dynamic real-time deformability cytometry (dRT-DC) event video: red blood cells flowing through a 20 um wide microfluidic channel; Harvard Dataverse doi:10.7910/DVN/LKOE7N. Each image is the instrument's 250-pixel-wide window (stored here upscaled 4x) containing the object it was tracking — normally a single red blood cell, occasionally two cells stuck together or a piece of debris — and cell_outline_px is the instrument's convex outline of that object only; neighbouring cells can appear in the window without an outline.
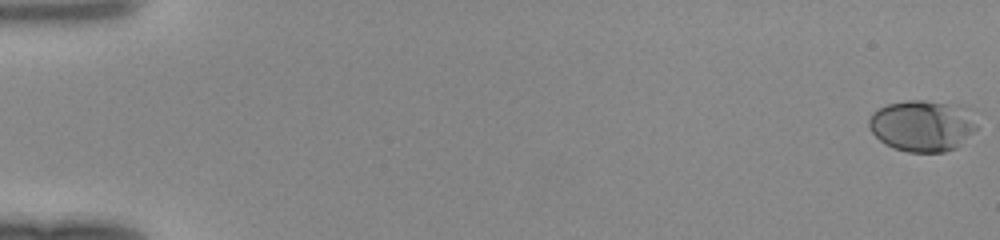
{"species": "human", "species_latin": "Homo sapiens", "temperature_condition": "room temperature", "stored_images_in_passage": 49, "camera_frame_rate_fps": 3000, "um_per_image_px": 0.085, "donor": {"sex": "female"}, "frame": {"image": 1, "passage_image": 1, "time_ms": 0.0, "image_size_px": [1000, 240], "cell_outline_px": [[976, 128], [956, 148], [944, 152], [908, 152], [892, 148], [884, 144], [868, 128], [868, 120], [872, 112], [888, 104], [908, 100], [924, 100], [964, 104], [968, 108], [976, 124]], "centroid_in_image_um": [78.39, 10.67], "position_along_channel_um": 6.6, "area_um2": 32.6}}
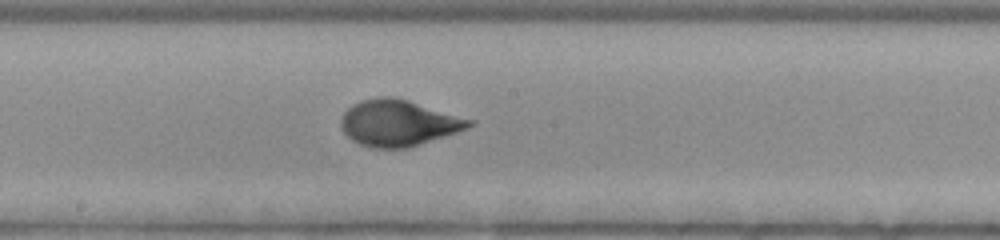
{"frame": {"image": 2, "passage_image": 28, "time_ms": 9.0, "image_size_px": [1000, 240], "cell_outline_px": [[476, 124], [468, 128], [408, 148], [372, 148], [360, 144], [352, 140], [340, 128], [340, 120], [344, 112], [352, 104], [360, 100], [380, 96], [392, 96], [408, 100], [476, 120]], "centroid_in_image_um": [33.87, 10.44], "position_along_channel_um": 214.3, "area_um2": 34.74}}
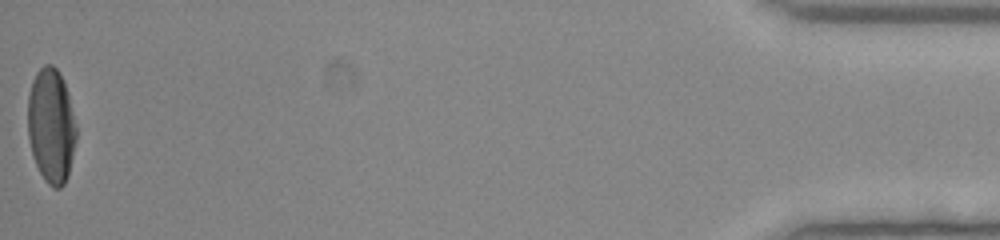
{"frame": {"image": 3, "passage_image": 49, "time_ms": 16.0, "image_size_px": [1000, 240], "cell_outline_px": [[76, 140], [68, 176], [64, 184], [60, 188], [52, 188], [44, 180], [32, 156], [28, 136], [28, 96], [32, 80], [36, 72], [44, 64], [52, 64], [60, 72], [64, 80], [68, 92], [76, 128]], "centroid_in_image_um": [4.34, 10.68], "position_along_channel_um": 430.9, "area_um2": 32.66}}